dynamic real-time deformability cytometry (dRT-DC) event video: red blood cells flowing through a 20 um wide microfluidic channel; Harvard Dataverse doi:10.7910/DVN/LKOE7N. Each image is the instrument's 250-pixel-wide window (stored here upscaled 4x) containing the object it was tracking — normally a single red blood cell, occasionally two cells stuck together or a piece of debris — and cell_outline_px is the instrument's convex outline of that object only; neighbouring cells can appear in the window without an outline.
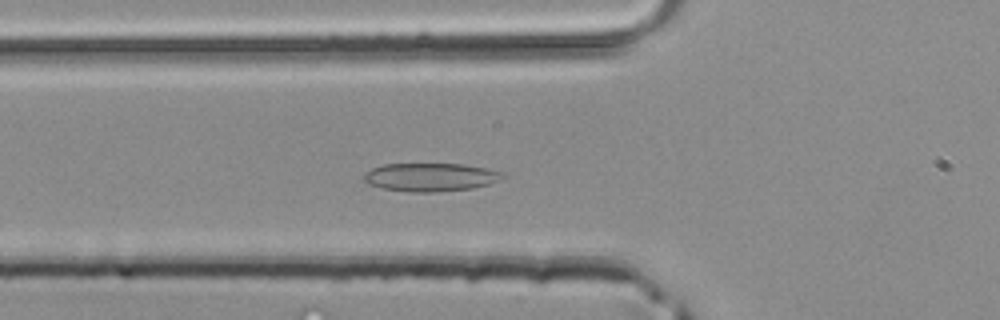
{"species": "common noctule bat (a hibernating species)", "species_latin": "Nyctalus noctula", "temperature_condition": "room temperature", "stored_images_in_passage": 46, "camera_frame_rate_fps": 3000, "um_per_image_px": 0.085, "animal": {"sex": "male", "body_mass_g": 20.4}, "frame": {"image": 1, "passage_image": 16, "time_ms": 5.0, "image_size_px": [1000, 320], "cell_outline_px": [[504, 176], [488, 184], [472, 188], [436, 192], [408, 192], [380, 188], [368, 184], [364, 180], [364, 172], [372, 168], [384, 164], [464, 164], [488, 168], [500, 172]], "centroid_in_image_um": [36.52, 15.06], "position_along_channel_um": 89.3, "area_um2": 22.83}}
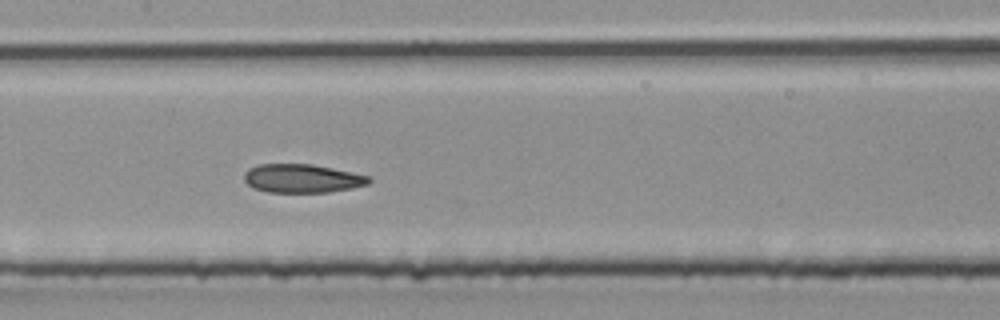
{"frame": {"image": 2, "passage_image": 22, "time_ms": 7.0, "image_size_px": [1000, 320], "cell_outline_px": [[372, 180], [368, 184], [352, 188], [328, 192], [268, 192], [256, 188], [248, 184], [244, 180], [244, 172], [248, 168], [260, 164], [312, 164], [352, 172], [368, 176]], "centroid_in_image_um": [25.68, 15.16], "position_along_channel_um": 181.7, "area_um2": 20.69}}
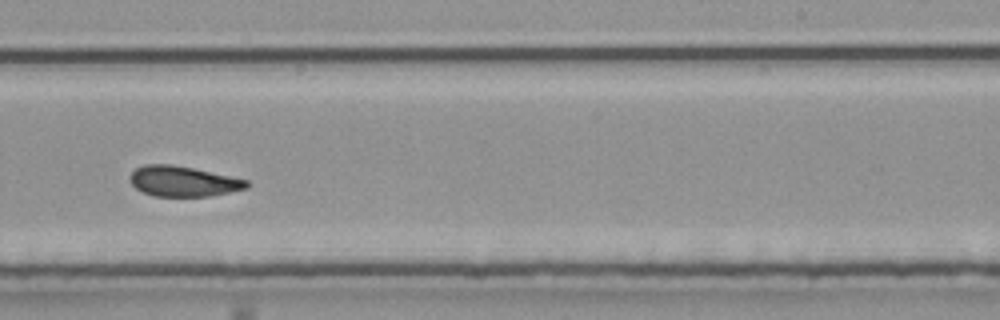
{"frame": {"image": 3, "passage_image": 28, "time_ms": 9.0, "image_size_px": [1000, 320], "cell_outline_px": [[248, 188], [208, 196], [152, 196], [136, 188], [128, 180], [128, 176], [136, 168], [144, 164], [172, 164], [192, 168], [248, 180]], "centroid_in_image_um": [15.51, 15.4], "position_along_channel_um": 273.5, "area_um2": 20.52}}